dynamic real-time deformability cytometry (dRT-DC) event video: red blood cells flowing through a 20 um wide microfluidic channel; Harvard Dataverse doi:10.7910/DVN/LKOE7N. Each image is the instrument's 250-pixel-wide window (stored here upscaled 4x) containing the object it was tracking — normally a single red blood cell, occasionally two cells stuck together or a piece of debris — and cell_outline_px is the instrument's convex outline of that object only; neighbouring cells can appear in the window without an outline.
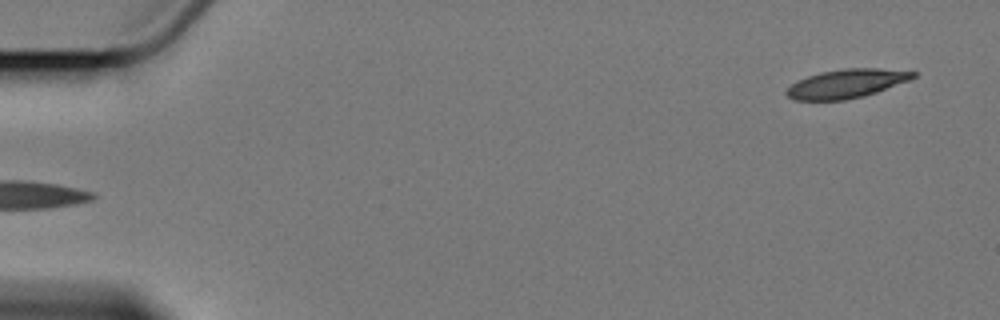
{"species": "Egyptian fruit bat (a non-hibernating species)", "species_latin": "Rousettus aegyptiacus", "temperature_condition": "cold", "stored_images_in_passage": 5, "camera_frame_rate_fps": 3000, "um_per_image_px": 0.085, "animal": {"sex": "female"}, "frame": {"image": 1, "passage_image": 5, "time_ms": 4.667, "image_size_px": [1000, 320], "cell_outline_px": [[916, 76], [908, 80], [876, 92], [864, 96], [844, 100], [792, 100], [784, 92], [796, 80], [820, 72], [844, 68], [876, 68], [916, 72]], "centroid_in_image_um": [71.9, 7.11], "position_along_channel_um": 13.1, "area_um2": 21.1}}